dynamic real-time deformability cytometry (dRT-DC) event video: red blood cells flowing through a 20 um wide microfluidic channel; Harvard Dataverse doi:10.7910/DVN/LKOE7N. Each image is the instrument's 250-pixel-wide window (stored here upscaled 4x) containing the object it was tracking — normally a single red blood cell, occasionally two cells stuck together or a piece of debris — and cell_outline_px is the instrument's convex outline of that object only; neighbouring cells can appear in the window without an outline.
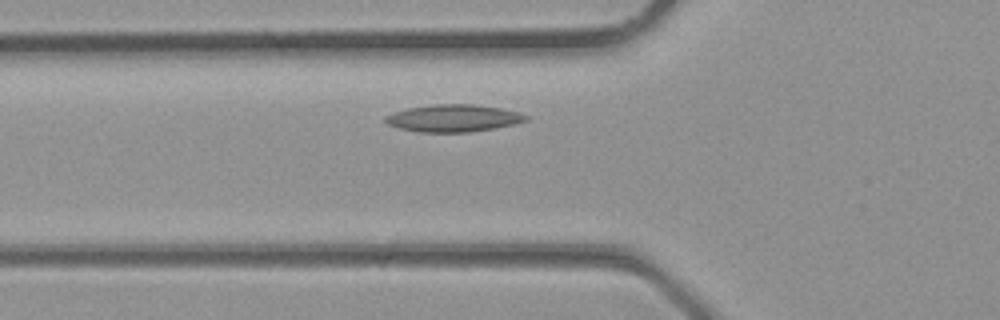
{"species": "common noctule bat (a hibernating species)", "species_latin": "Nyctalus noctula", "temperature_condition": "room temperature", "stored_images_in_passage": 25, "camera_frame_rate_fps": 3000, "um_per_image_px": 0.085, "animal": {"sex": "male", "body_mass_g": 23.1, "forearm_length_mm": 52.7}, "frame": {"image": 1, "passage_image": 5, "time_ms": 1.333, "image_size_px": [1000, 320], "cell_outline_px": [[528, 120], [516, 124], [468, 132], [420, 132], [400, 128], [388, 124], [384, 120], [384, 116], [392, 112], [408, 108], [436, 104], [472, 104], [500, 108], [516, 112], [528, 116]], "centroid_in_image_um": [38.51, 10.04], "position_along_channel_um": 87.3, "area_um2": 22.14}}
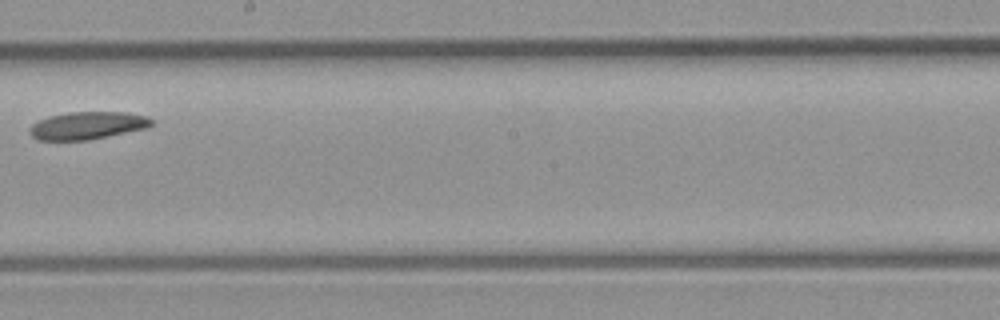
{"frame": {"image": 2, "passage_image": 13, "time_ms": 4.0, "image_size_px": [1000, 320], "cell_outline_px": [[152, 124], [148, 128], [88, 140], [40, 140], [32, 136], [32, 124], [48, 116], [68, 112], [128, 112], [148, 116], [152, 120]], "centroid_in_image_um": [7.49, 10.66], "position_along_channel_um": 240.7, "area_um2": 19.48}}
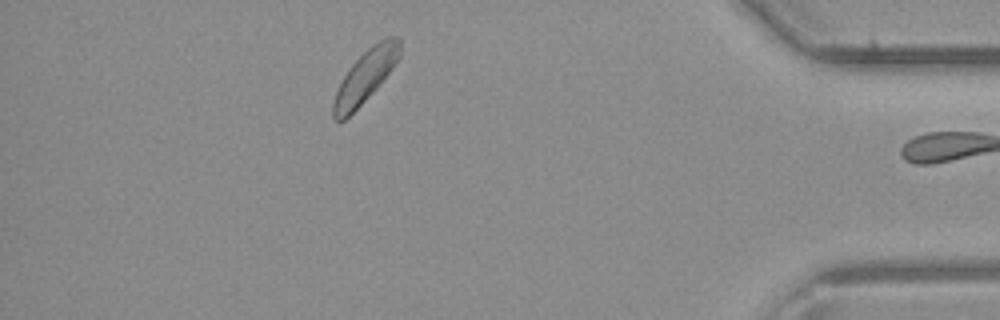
{"frame": {"image": 3, "passage_image": 24, "time_ms": 7.667, "image_size_px": [1000, 320], "cell_outline_px": [[400, 56], [392, 68], [376, 88], [344, 120], [336, 120], [332, 116], [332, 104], [336, 88], [348, 68], [372, 44], [384, 36], [400, 36]], "centroid_in_image_um": [31.04, 6.44], "position_along_channel_um": 404.2, "area_um2": 20.11}}